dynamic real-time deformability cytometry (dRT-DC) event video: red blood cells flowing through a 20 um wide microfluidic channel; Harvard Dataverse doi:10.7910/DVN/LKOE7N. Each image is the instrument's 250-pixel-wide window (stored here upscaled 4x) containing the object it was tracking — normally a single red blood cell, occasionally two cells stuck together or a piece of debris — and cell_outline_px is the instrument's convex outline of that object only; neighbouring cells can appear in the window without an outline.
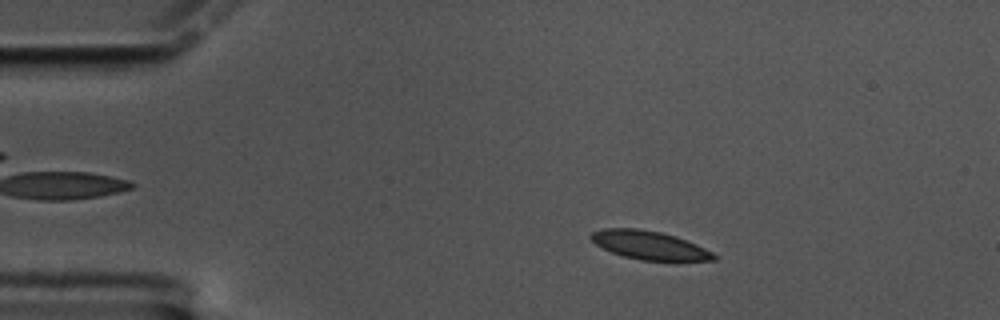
{"species": "common noctule bat (a hibernating species)", "species_latin": "Nyctalus noctula", "temperature_condition": "cold", "stored_images_in_passage": 52, "camera_frame_rate_fps": 3000, "um_per_image_px": 0.085, "animal": {"sex": "male", "body_mass_g": 17.5, "forearm_length_mm": 52.3}, "frame": {"image": 1, "passage_image": 2, "time_ms": 0.333, "image_size_px": [1000, 320], "cell_outline_px": [[720, 256], [716, 260], [640, 260], [624, 256], [612, 252], [596, 244], [588, 236], [592, 232], [604, 228], [636, 228], [660, 232], [676, 236], [696, 244]], "centroid_in_image_um": [55.2, 20.83], "position_along_channel_um": 29.8, "area_um2": 20.23}}
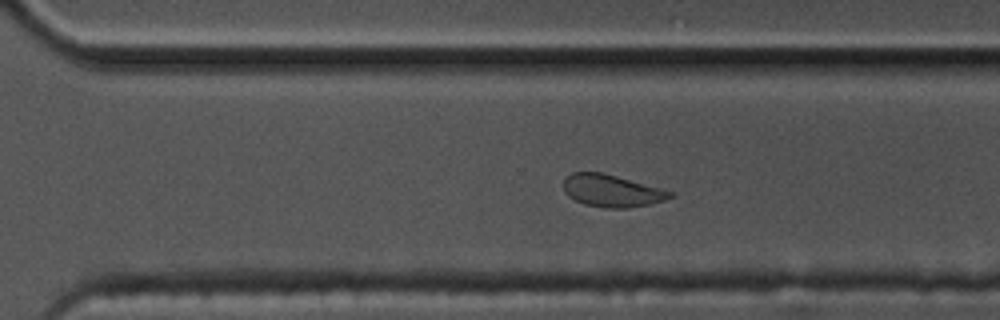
{"frame": {"image": 2, "passage_image": 33, "time_ms": 10.667, "image_size_px": [1000, 320], "cell_outline_px": [[676, 196], [652, 204], [628, 208], [604, 208], [584, 204], [568, 196], [564, 192], [564, 176], [572, 172], [604, 172], [676, 192]], "centroid_in_image_um": [52.03, 16.21], "position_along_channel_um": 318.6, "area_um2": 20.46}}
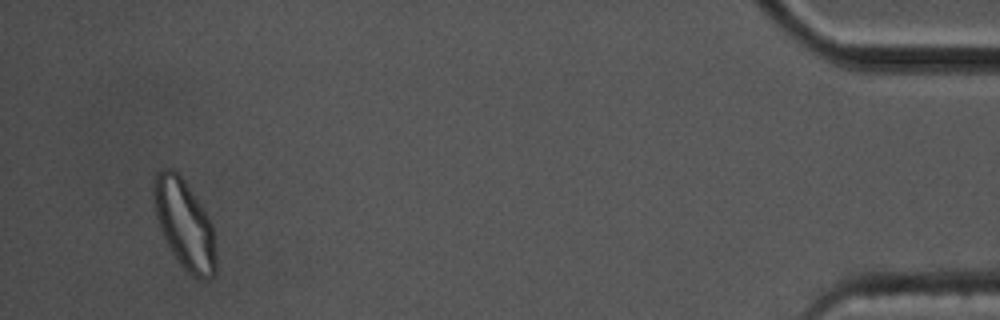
{"frame": {"image": 3, "passage_image": 49, "time_ms": 16.0, "image_size_px": [1000, 320], "cell_outline_px": [[216, 272], [208, 280], [200, 280], [192, 276], [180, 264], [172, 252], [160, 228], [156, 216], [152, 196], [152, 184], [156, 176], [164, 168], [172, 168], [184, 180], [208, 216], [212, 224], [216, 256]], "centroid_in_image_um": [15.68, 19.09], "position_along_channel_um": 419.5, "area_um2": 32.14}, "authors_computed_cell_mechanics": {"area_um2": 21.2993, "velocity_mm_per_s": 3.306, "shape_relaxation_time_tau1_ms": 4.7404, "shape_relaxation_time_tau2_ms": 2.0178, "deformation_change_tau1": 0.1149, "deformation_change_tau2": 0.0633}}